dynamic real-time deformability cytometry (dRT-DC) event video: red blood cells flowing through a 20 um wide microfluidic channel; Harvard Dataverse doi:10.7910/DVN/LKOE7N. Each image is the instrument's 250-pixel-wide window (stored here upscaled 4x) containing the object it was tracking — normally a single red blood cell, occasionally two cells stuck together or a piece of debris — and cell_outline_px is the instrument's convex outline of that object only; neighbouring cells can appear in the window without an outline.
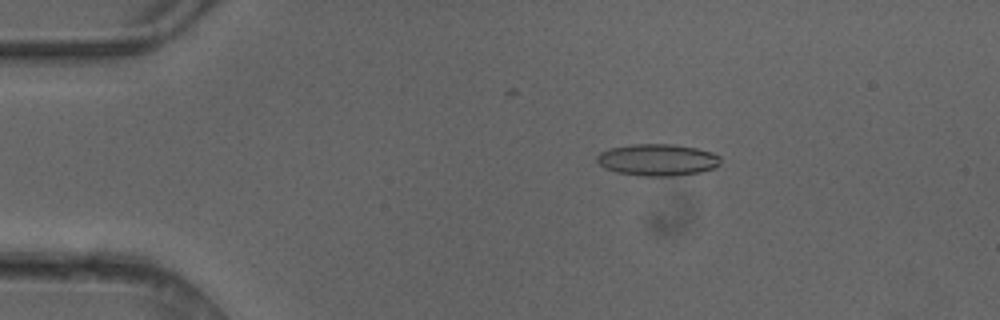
{"species": "common noctule bat (a hibernating species)", "species_latin": "Nyctalus noctula", "temperature_condition": "cold", "stored_images_in_passage": 3, "camera_frame_rate_fps": 3000, "um_per_image_px": 0.085, "animal": {"sex": "female"}, "frame": {"image": 1, "passage_image": 1, "time_ms": 0.0, "image_size_px": [1000, 320], "cell_outline_px": [[720, 164], [716, 168], [700, 172], [672, 176], [644, 176], [616, 172], [604, 168], [596, 160], [596, 156], [600, 152], [612, 148], [632, 144], [668, 144], [696, 148], [712, 152], [720, 156]], "centroid_in_image_um": [55.9, 13.59], "position_along_channel_um": 29.1, "area_um2": 22.89}}
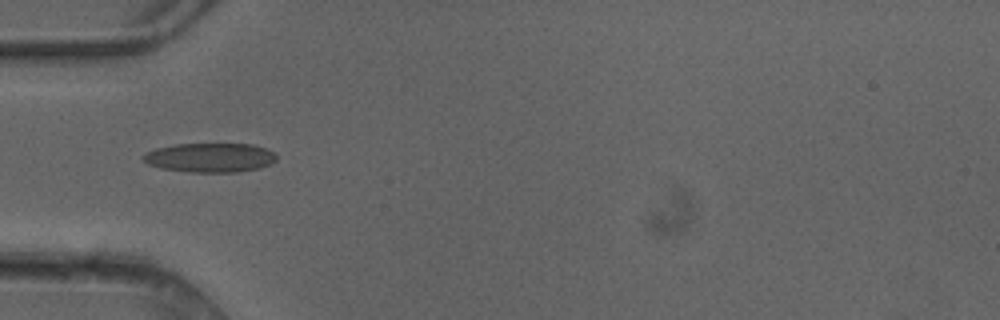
{"frame": {"image": 2, "passage_image": 3, "time_ms": 0.667, "image_size_px": [1000, 320], "cell_outline_px": [[276, 160], [260, 168], [240, 172], [188, 172], [160, 168], [148, 164], [140, 156], [156, 148], [176, 144], [252, 144], [276, 152]], "centroid_in_image_um": [17.86, 13.4], "position_along_channel_um": 67.1, "area_um2": 22.77}}